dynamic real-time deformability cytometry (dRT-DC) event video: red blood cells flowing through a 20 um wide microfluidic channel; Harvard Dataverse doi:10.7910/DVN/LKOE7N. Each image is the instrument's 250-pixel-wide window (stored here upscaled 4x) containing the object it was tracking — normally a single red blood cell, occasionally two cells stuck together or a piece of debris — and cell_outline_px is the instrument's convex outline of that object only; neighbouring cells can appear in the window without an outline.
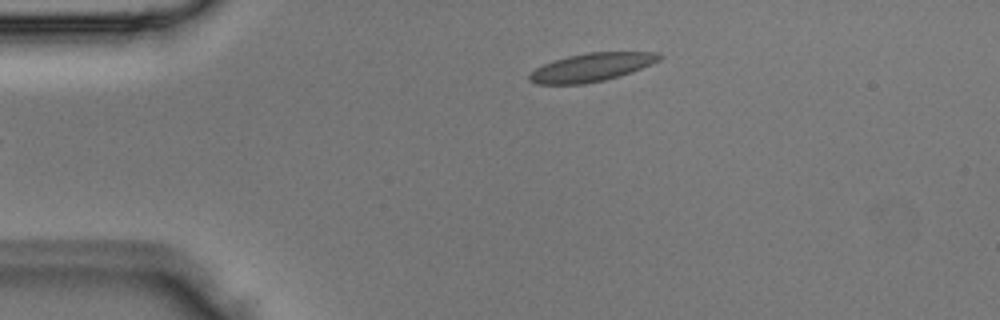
{"species": "Egyptian fruit bat (a non-hibernating species)", "species_latin": "Rousettus aegyptiacus", "temperature_condition": "room temperature", "stored_images_in_passage": 4, "camera_frame_rate_fps": 3000, "um_per_image_px": 0.085, "animal": {"sex": "male"}, "frame": {"image": 1, "passage_image": 4, "time_ms": 1.0, "image_size_px": [1000, 320], "cell_outline_px": [[664, 56], [660, 60], [632, 72], [620, 76], [604, 80], [584, 84], [536, 84], [528, 80], [528, 76], [536, 68], [552, 60], [568, 56], [588, 52], [660, 52]], "centroid_in_image_um": [50.29, 5.71], "position_along_channel_um": 34.7, "area_um2": 21.5}}